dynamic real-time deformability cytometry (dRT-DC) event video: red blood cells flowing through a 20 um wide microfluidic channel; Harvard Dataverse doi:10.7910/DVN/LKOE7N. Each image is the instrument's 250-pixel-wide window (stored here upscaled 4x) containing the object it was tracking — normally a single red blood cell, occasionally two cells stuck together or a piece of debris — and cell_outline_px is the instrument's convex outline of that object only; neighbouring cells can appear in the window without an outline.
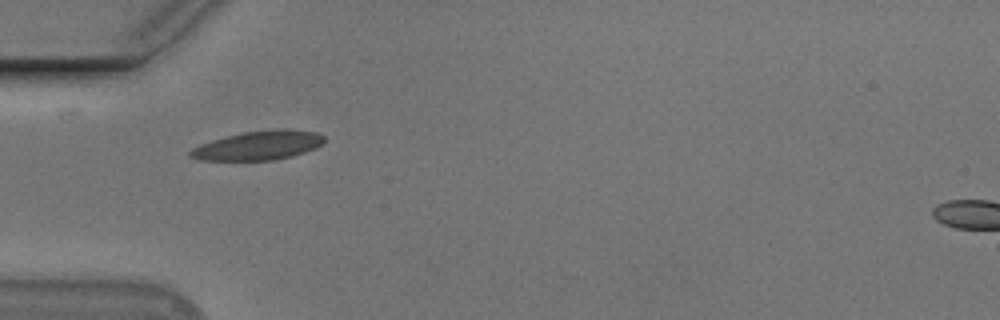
{"species": "Egyptian fruit bat (a non-hibernating species)", "species_latin": "Rousettus aegyptiacus", "temperature_condition": "cold", "stored_images_in_passage": 29, "camera_frame_rate_fps": 3000, "um_per_image_px": 0.085, "animal": {"sex": "male"}, "frame": {"image": 1, "passage_image": 1, "time_ms": 0.0, "image_size_px": [1000, 320], "cell_outline_px": [[324, 140], [316, 148], [292, 156], [272, 160], [200, 160], [188, 156], [188, 152], [192, 148], [200, 144], [212, 140], [244, 132], [280, 128], [316, 132], [324, 136]], "centroid_in_image_um": [21.94, 12.36], "position_along_channel_um": 63.1, "area_um2": 22.54}}
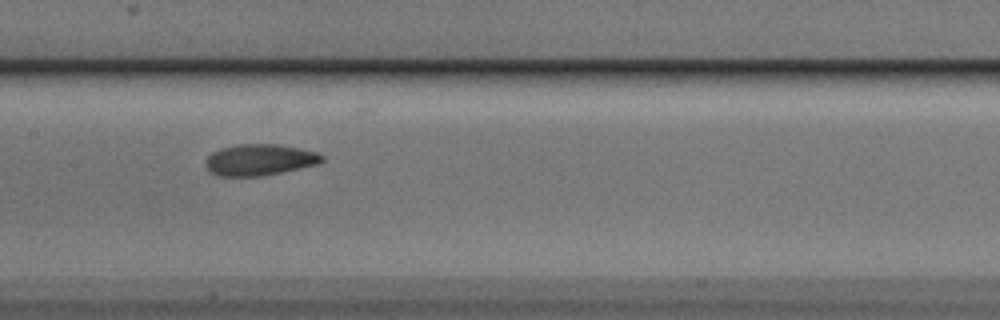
{"frame": {"image": 2, "passage_image": 11, "time_ms": 3.333, "image_size_px": [1000, 320], "cell_outline_px": [[324, 160], [316, 164], [280, 172], [260, 176], [216, 176], [208, 172], [204, 164], [204, 160], [212, 152], [220, 148], [236, 144], [276, 144], [300, 148], [316, 152], [324, 156]], "centroid_in_image_um": [21.99, 13.58], "position_along_channel_um": 185.4, "area_um2": 21.33}}
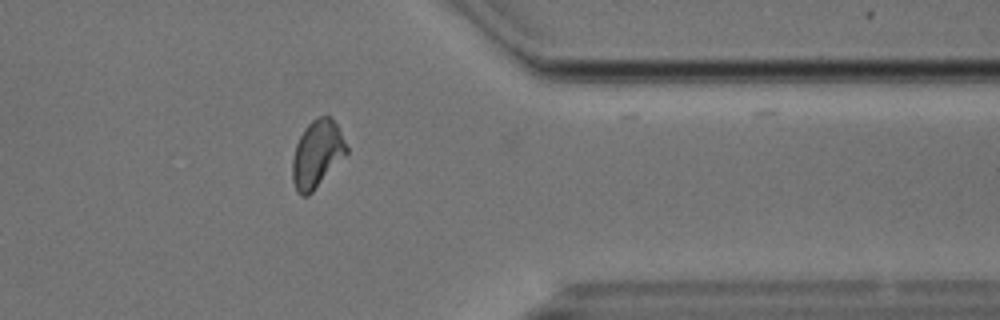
{"frame": {"image": 3, "passage_image": 28, "time_ms": 9.0, "image_size_px": [1000, 320], "cell_outline_px": [[348, 152], [312, 192], [308, 196], [300, 196], [296, 192], [292, 180], [292, 160], [296, 144], [304, 128], [316, 116], [328, 116], [336, 124], [348, 148]], "centroid_in_image_um": [26.92, 13.11], "position_along_channel_um": 384.5, "area_um2": 21.04}}